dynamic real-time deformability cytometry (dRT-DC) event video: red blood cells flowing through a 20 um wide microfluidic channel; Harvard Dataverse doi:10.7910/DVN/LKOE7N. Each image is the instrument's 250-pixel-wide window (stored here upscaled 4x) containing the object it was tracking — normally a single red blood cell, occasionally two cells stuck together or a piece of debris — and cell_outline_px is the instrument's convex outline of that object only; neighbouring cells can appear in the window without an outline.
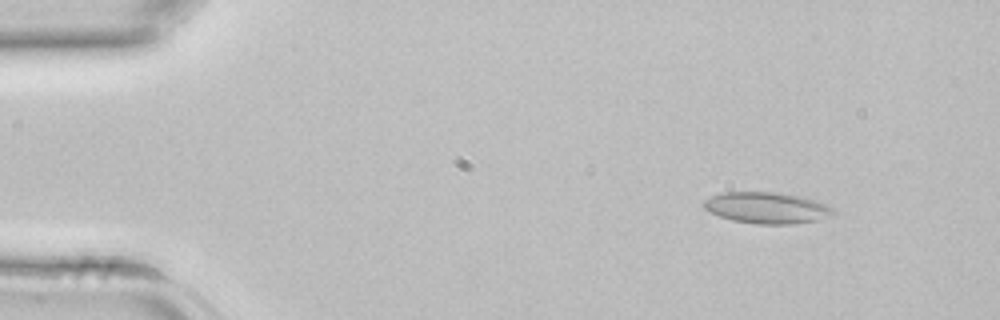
{"species": "common noctule bat (a hibernating species)", "species_latin": "Nyctalus noctula", "temperature_condition": "room temperature", "stored_images_in_passage": 43, "camera_frame_rate_fps": 3000, "um_per_image_px": 0.085, "animal": {"sex": "female", "body_mass_g": 22.7, "forearm_length_mm": 54.2}, "frame": {"image": 1, "passage_image": 5, "time_ms": 1.333, "image_size_px": [1000, 320], "cell_outline_px": [[836, 212], [816, 220], [792, 224], [756, 224], [732, 220], [708, 212], [704, 208], [704, 200], [712, 196], [724, 192], [780, 192], [804, 196], [824, 204], [832, 208]], "centroid_in_image_um": [65.15, 17.65], "position_along_channel_um": 19.8, "area_um2": 23.52}}
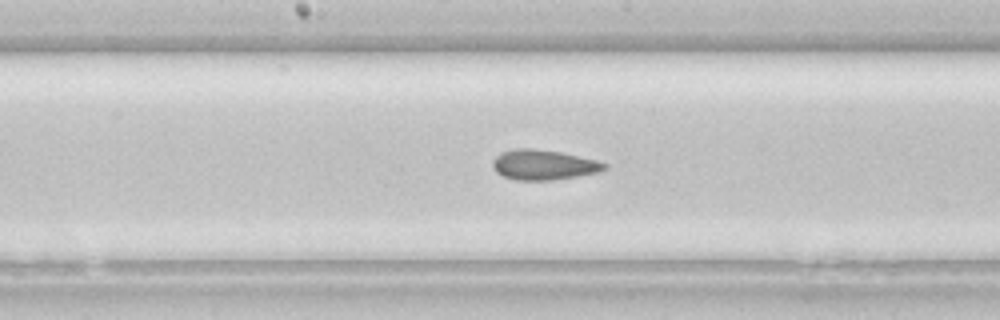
{"frame": {"image": 2, "passage_image": 22, "time_ms": 7.0, "image_size_px": [1000, 320], "cell_outline_px": [[608, 168], [600, 172], [552, 180], [516, 180], [504, 176], [496, 172], [492, 168], [492, 160], [500, 152], [512, 148], [532, 148], [560, 152], [596, 160], [608, 164]], "centroid_in_image_um": [46.18, 14.0], "position_along_channel_um": 202.0, "area_um2": 19.71}}
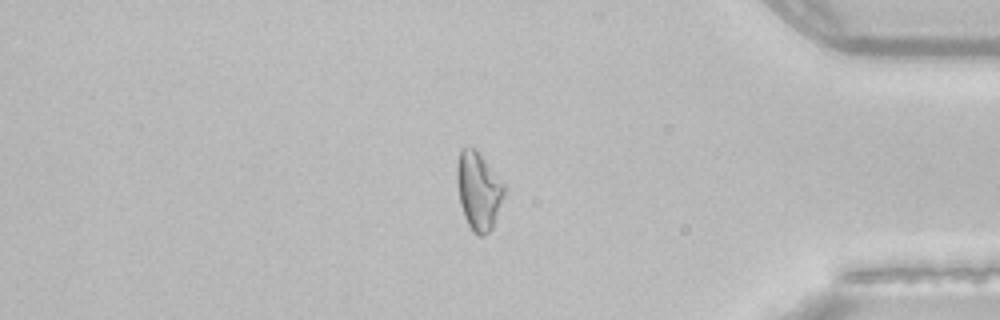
{"frame": {"image": 3, "passage_image": 36, "time_ms": 11.667, "image_size_px": [1000, 320], "cell_outline_px": [[508, 188], [492, 228], [484, 236], [480, 236], [472, 232], [464, 216], [460, 204], [456, 180], [456, 164], [460, 148], [476, 148]], "centroid_in_image_um": [40.68, 16.21], "position_along_channel_um": 394.5, "area_um2": 21.91}}